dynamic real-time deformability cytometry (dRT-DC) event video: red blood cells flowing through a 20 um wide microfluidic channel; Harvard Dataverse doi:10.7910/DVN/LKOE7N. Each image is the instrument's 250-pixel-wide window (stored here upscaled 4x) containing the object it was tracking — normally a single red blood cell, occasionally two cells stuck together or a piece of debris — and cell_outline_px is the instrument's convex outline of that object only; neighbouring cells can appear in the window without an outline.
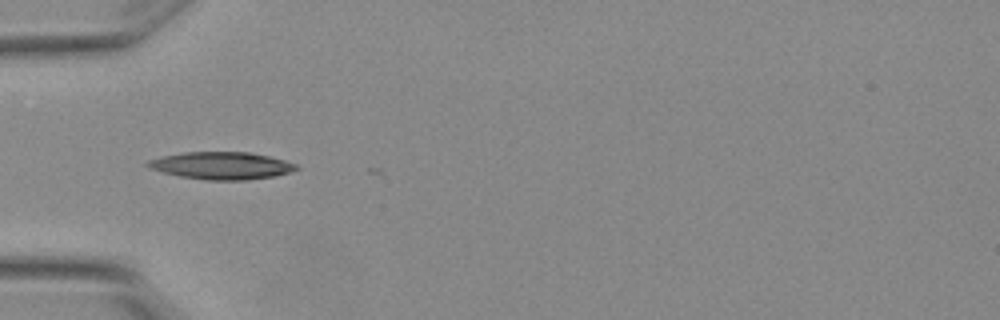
{"species": "Egyptian fruit bat (a non-hibernating species)", "species_latin": "Rousettus aegyptiacus", "temperature_condition": "warm", "stored_images_in_passage": 1, "camera_frame_rate_fps": 3000, "um_per_image_px": 0.085, "animal": {"sex": "female"}, "frame": {"image": 1, "passage_image": 1, "time_ms": 0.0, "image_size_px": [1000, 320], "cell_outline_px": [[300, 168], [288, 172], [272, 176], [244, 180], [208, 180], [180, 176], [148, 168], [144, 164], [148, 160], [160, 156], [184, 152], [252, 152], [284, 160], [296, 164]], "centroid_in_image_um": [18.78, 14.06], "position_along_channel_um": 66.2, "area_um2": 23.58}}